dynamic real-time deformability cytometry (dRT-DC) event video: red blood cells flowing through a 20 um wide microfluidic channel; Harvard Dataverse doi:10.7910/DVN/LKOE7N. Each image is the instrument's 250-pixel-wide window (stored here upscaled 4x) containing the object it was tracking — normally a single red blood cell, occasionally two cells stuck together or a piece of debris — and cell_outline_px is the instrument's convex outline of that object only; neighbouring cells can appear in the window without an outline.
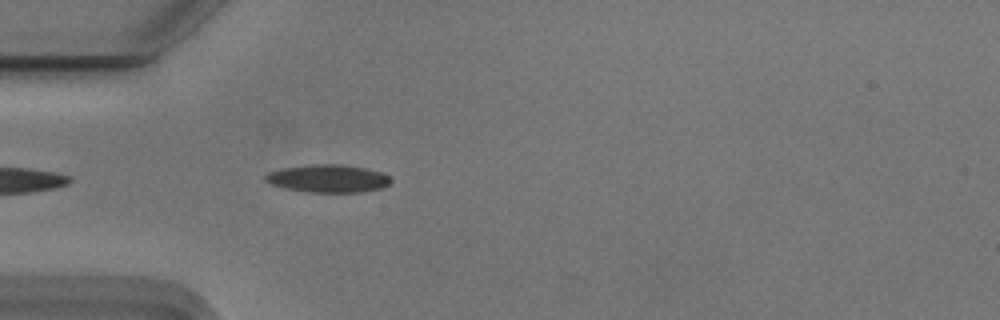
{"species": "Egyptian fruit bat (a non-hibernating species)", "species_latin": "Rousettus aegyptiacus", "temperature_condition": "cold", "stored_images_in_passage": 41, "camera_frame_rate_fps": 3000, "um_per_image_px": 0.085, "animal": {"sex": "male"}, "frame": {"image": 1, "passage_image": 3, "time_ms": 0.667, "image_size_px": [1000, 320], "cell_outline_px": [[392, 180], [384, 188], [364, 192], [308, 192], [284, 188], [272, 184], [264, 180], [264, 176], [268, 172], [284, 168], [312, 164], [340, 164], [364, 168], [384, 172]], "centroid_in_image_um": [27.91, 15.18], "position_along_channel_um": 57.1, "area_um2": 20.4}}
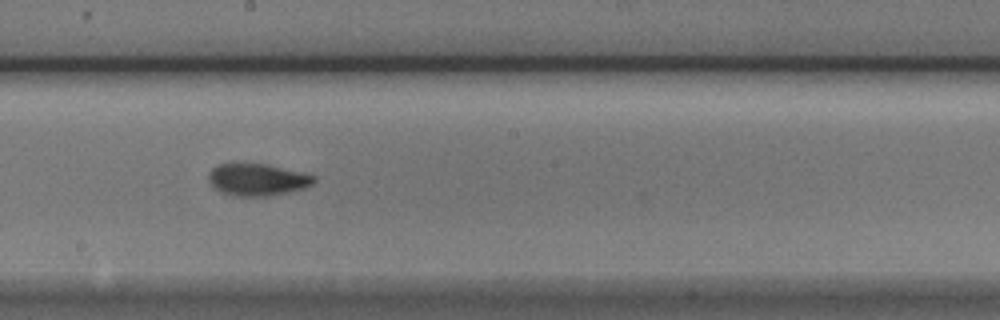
{"frame": {"image": 2, "passage_image": 17, "time_ms": 5.333, "image_size_px": [1000, 320], "cell_outline_px": [[316, 180], [312, 184], [304, 188], [272, 196], [232, 196], [220, 192], [208, 180], [208, 172], [212, 168], [220, 164], [264, 164], [316, 176]], "centroid_in_image_um": [21.85, 15.29], "position_along_channel_um": 226.3, "area_um2": 19.48}}
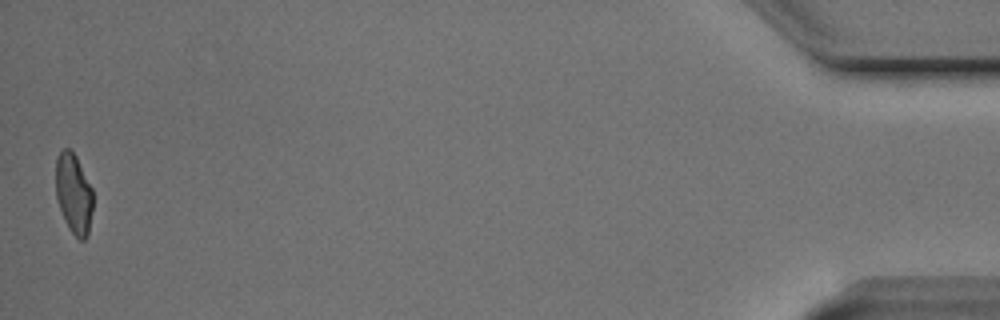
{"frame": {"image": 3, "passage_image": 41, "time_ms": 13.333, "image_size_px": [1000, 320], "cell_outline_px": [[92, 212], [88, 236], [84, 240], [80, 240], [68, 228], [64, 220], [56, 196], [56, 156], [64, 148], [68, 148], [76, 156], [92, 188]], "centroid_in_image_um": [6.26, 16.47], "position_along_channel_um": 428.9, "area_um2": 17.34}, "authors_computed_cell_mechanics": {"area_um2": 18.785, "velocity_mm_per_s": 3.7307, "shape_relaxation_time_tau1_ms": 2.9222, "shape_relaxation_time_tau2_ms": 2.9485, "deformation_change_tau1": 0.1447, "deformation_change_tau2": 0.0982}}